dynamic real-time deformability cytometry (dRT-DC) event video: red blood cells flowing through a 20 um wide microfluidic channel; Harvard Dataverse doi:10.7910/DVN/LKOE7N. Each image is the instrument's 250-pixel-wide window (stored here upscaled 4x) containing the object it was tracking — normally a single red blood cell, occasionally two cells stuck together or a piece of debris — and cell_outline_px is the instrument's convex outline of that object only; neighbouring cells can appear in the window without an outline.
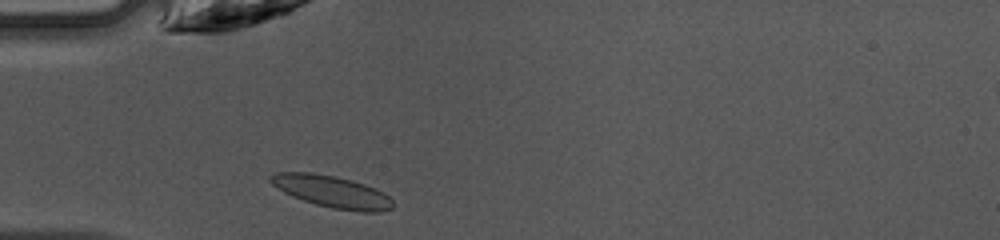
{"species": "common noctule bat (a hibernating species)", "species_latin": "Nyctalus noctula", "temperature_condition": "warm", "stored_images_in_passage": 32, "camera_frame_rate_fps": 3000, "um_per_image_px": 0.085, "animal": {"sex": "female", "body_mass_g": 10.0, "forearm_length_mm": 53.1}, "frame": {"image": 1, "passage_image": 1, "time_ms": 0.0, "image_size_px": [1000, 240], "cell_outline_px": [[392, 208], [380, 212], [360, 212], [332, 208], [316, 204], [292, 196], [284, 192], [272, 184], [268, 180], [268, 176], [276, 172], [312, 172], [336, 176], [352, 180], [376, 188], [384, 192], [392, 200]], "centroid_in_image_um": [28.21, 16.28], "position_along_channel_um": 56.8, "area_um2": 22.83}}
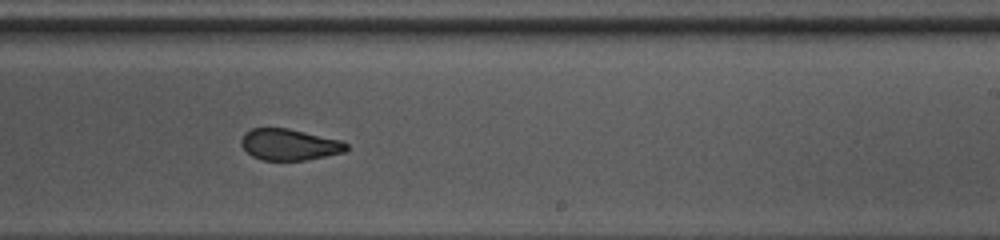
{"frame": {"image": 2, "passage_image": 16, "time_ms": 5.0, "image_size_px": [1000, 240], "cell_outline_px": [[348, 148], [344, 152], [304, 160], [264, 160], [252, 156], [240, 144], [240, 140], [244, 132], [252, 128], [288, 128], [344, 140], [348, 144]], "centroid_in_image_um": [24.6, 12.27], "position_along_channel_um": 264.4, "area_um2": 19.31}}
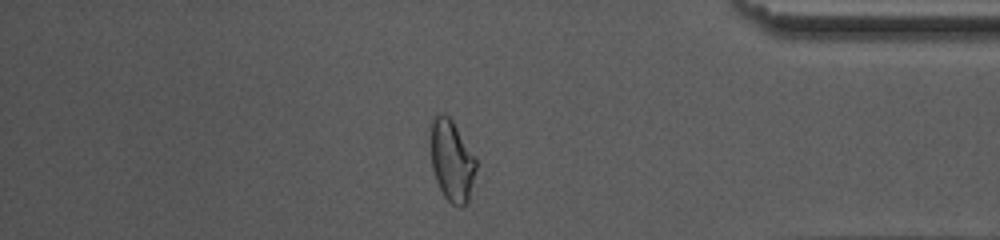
{"frame": {"image": 3, "passage_image": 27, "time_ms": 8.667, "image_size_px": [1000, 240], "cell_outline_px": [[476, 168], [468, 204], [460, 208], [452, 204], [444, 196], [436, 180], [432, 168], [432, 116], [440, 112], [444, 112], [452, 120], [476, 160]], "centroid_in_image_um": [38.41, 13.68], "position_along_channel_um": 396.8, "area_um2": 21.21}}